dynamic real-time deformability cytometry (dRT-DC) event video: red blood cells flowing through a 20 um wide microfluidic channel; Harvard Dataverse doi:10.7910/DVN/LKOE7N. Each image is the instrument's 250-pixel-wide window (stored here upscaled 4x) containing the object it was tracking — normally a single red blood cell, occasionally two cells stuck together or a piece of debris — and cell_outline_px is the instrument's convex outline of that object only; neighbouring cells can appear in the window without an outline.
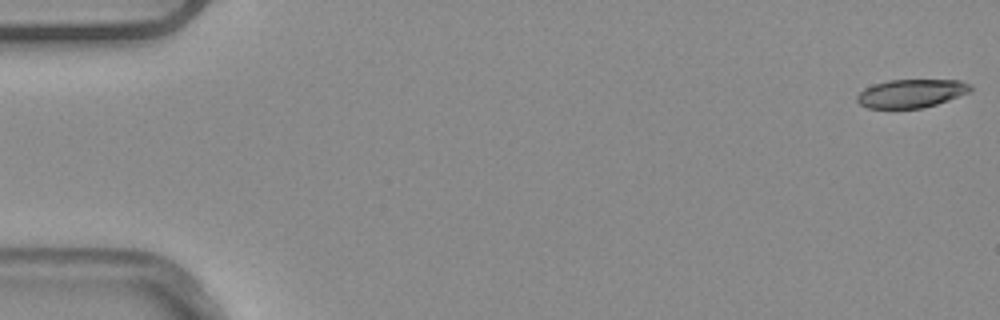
{"species": "common noctule bat (a hibernating species)", "species_latin": "Nyctalus noctula", "temperature_condition": "warm", "stored_images_in_passage": 53, "camera_frame_rate_fps": 3000, "um_per_image_px": 0.085, "animal": {"sex": "male", "body_mass_g": 20.4}, "frame": {"image": 1, "passage_image": 1, "time_ms": 0.0, "image_size_px": [1000, 320], "cell_outline_px": [[972, 88], [968, 92], [948, 100], [924, 108], [868, 108], [860, 104], [856, 100], [856, 96], [864, 88], [872, 84], [888, 80], [960, 80], [972, 84]], "centroid_in_image_um": [77.43, 7.93], "position_along_channel_um": 7.6, "area_um2": 18.79}}
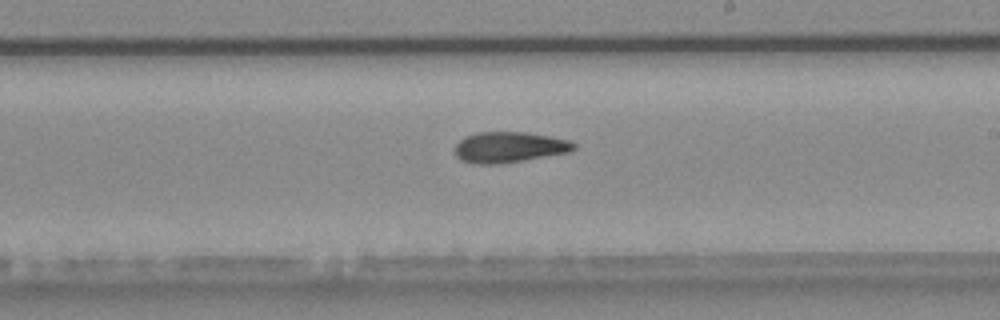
{"frame": {"image": 2, "passage_image": 31, "time_ms": 10.0, "image_size_px": [1000, 320], "cell_outline_px": [[576, 148], [568, 152], [496, 164], [476, 164], [460, 160], [456, 156], [456, 144], [464, 136], [476, 132], [524, 132], [548, 136], [568, 140], [576, 144]], "centroid_in_image_um": [43.23, 12.5], "position_along_channel_um": 245.8, "area_um2": 20.98}}
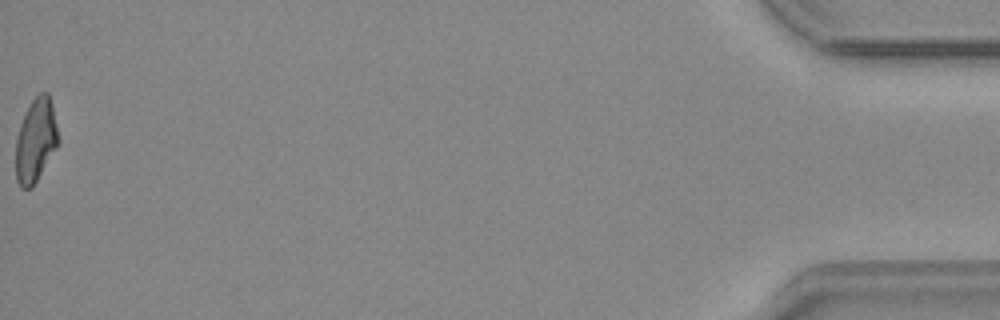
{"frame": {"image": 3, "passage_image": 53, "time_ms": 17.333, "image_size_px": [1000, 320], "cell_outline_px": [[60, 140], [56, 148], [32, 188], [20, 188], [16, 180], [16, 136], [20, 124], [32, 100], [40, 92], [48, 92], [52, 104]], "centroid_in_image_um": [3.04, 11.94], "position_along_channel_um": 432.2, "area_um2": 20.69}, "authors_computed_cell_mechanics": {"area_um2": 20.9814, "velocity_mm_per_s": 3.9024, "shape_relaxation_time_tau1_ms": null, "shape_relaxation_time_tau2_ms": 4.6672, "deformation_change_tau1": null, "deformation_change_tau2": 0.1244}}